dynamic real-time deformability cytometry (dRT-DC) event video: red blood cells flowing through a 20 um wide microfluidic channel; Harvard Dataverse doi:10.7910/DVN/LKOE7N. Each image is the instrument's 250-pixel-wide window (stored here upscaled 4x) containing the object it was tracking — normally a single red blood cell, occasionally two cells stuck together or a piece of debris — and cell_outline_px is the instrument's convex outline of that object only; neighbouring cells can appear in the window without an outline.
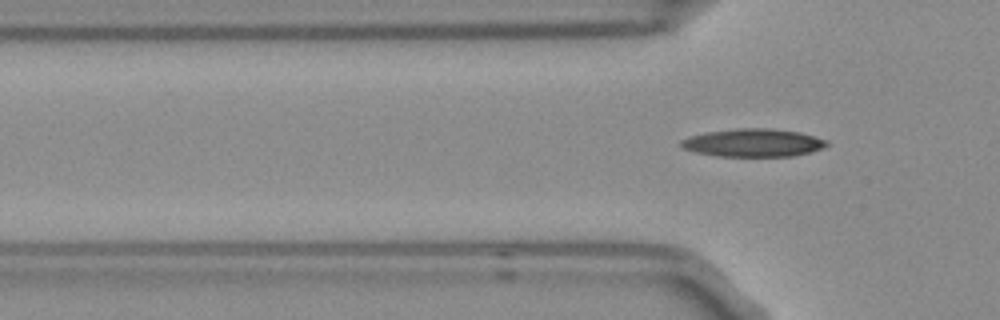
{"species": "Egyptian fruit bat (a non-hibernating species)", "species_latin": "Rousettus aegyptiacus", "temperature_condition": "room temperature", "stored_images_in_passage": 5, "camera_frame_rate_fps": 3000, "um_per_image_px": 0.085, "frame": {"image": 1, "passage_image": 5, "time_ms": 1.333, "image_size_px": [1000, 320], "cell_outline_px": [[828, 144], [820, 148], [808, 152], [792, 156], [716, 156], [696, 152], [684, 148], [680, 144], [680, 140], [688, 136], [704, 132], [736, 128], [772, 128], [800, 132], [828, 140]], "centroid_in_image_um": [63.98, 12.12], "position_along_channel_um": 61.8, "area_um2": 23.76}}